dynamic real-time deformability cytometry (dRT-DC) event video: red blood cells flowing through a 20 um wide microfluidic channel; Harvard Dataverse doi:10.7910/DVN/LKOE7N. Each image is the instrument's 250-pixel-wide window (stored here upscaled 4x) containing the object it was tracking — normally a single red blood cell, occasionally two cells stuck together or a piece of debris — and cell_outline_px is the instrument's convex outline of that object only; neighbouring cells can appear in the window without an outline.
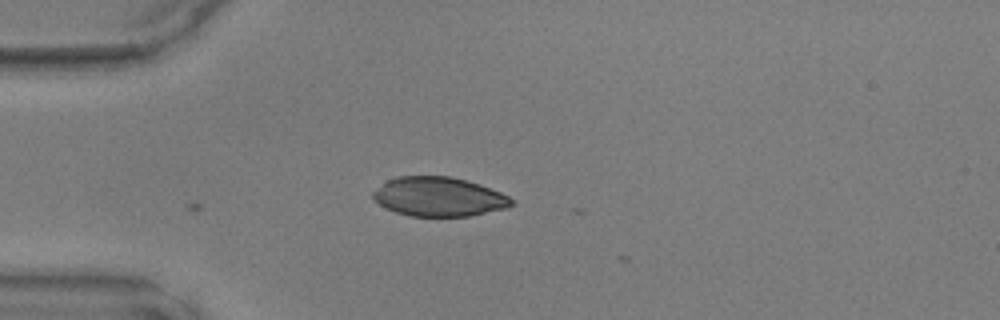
{"species": "common noctule bat (a hibernating species)", "species_latin": "Nyctalus noctula", "temperature_condition": "warm", "stored_images_in_passage": 4, "camera_frame_rate_fps": 3000, "um_per_image_px": 0.085, "animal": {"sex": "male", "body_mass_g": 17.9, "forearm_length_mm": 54.2}, "frame": {"image": 1, "passage_image": 1, "time_ms": 0.0, "image_size_px": [1000, 320], "cell_outline_px": [[516, 204], [504, 208], [468, 216], [408, 216], [396, 212], [372, 200], [372, 192], [388, 180], [396, 176], [452, 176], [480, 184], [500, 192], [508, 196]], "centroid_in_image_um": [37.28, 16.71], "position_along_channel_um": 47.7, "area_um2": 31.56}}